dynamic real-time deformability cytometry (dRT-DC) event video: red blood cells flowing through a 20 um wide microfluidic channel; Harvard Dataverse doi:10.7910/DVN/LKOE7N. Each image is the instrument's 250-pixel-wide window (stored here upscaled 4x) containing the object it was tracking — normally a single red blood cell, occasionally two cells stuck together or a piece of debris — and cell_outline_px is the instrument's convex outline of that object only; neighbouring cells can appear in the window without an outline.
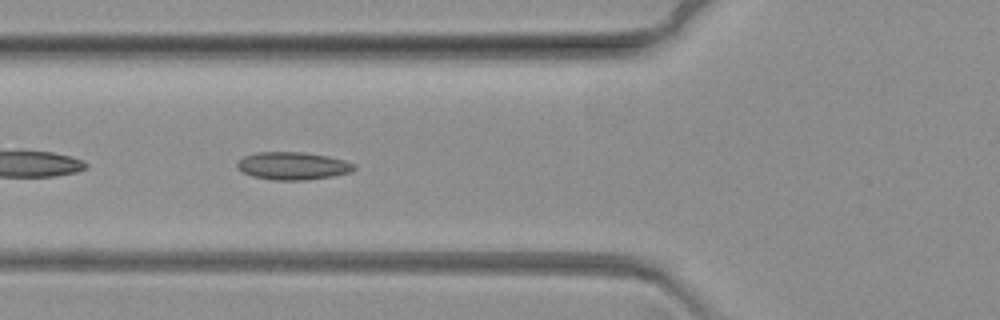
{"species": "common noctule bat (a hibernating species)", "species_latin": "Nyctalus noctula", "temperature_condition": "warm", "stored_images_in_passage": 50, "camera_frame_rate_fps": 3000, "um_per_image_px": 0.085, "animal": {"sex": "female", "body_mass_g": 19.3, "forearm_length_mm": 54.1}, "frame": {"image": 1, "passage_image": 6, "time_ms": 1.667, "image_size_px": [1000, 320], "cell_outline_px": [[356, 168], [352, 172], [332, 176], [304, 180], [272, 180], [252, 176], [236, 168], [236, 160], [244, 156], [256, 152], [300, 152], [328, 156], [344, 160], [356, 164]], "centroid_in_image_um": [24.87, 14.1], "position_along_channel_um": 100.9, "area_um2": 19.02}}
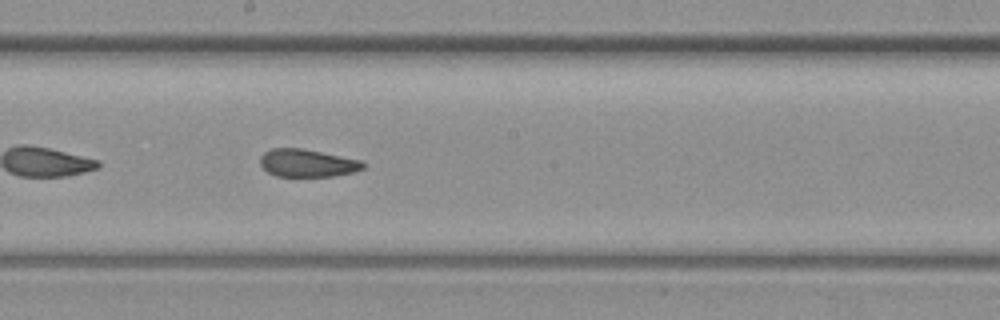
{"frame": {"image": 2, "passage_image": 18, "time_ms": 5.667, "image_size_px": [1000, 320], "cell_outline_px": [[364, 168], [356, 172], [332, 176], [276, 176], [268, 172], [260, 164], [260, 156], [264, 152], [272, 148], [300, 148], [364, 160]], "centroid_in_image_um": [26.15, 13.86], "position_along_channel_um": 222.1, "area_um2": 16.7}}
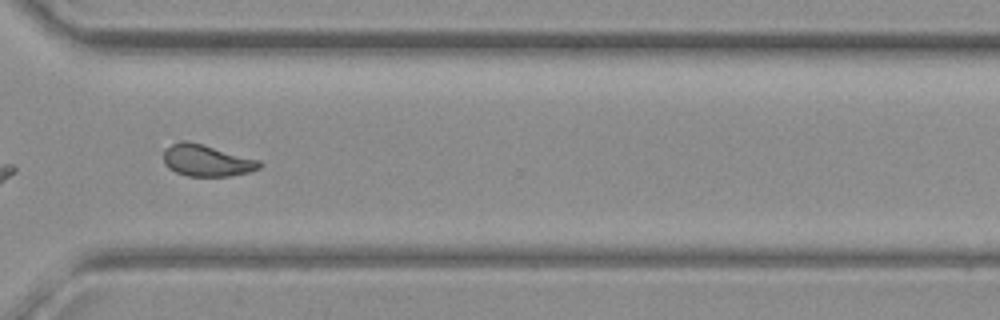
{"frame": {"image": 3, "passage_image": 31, "time_ms": 10.0, "image_size_px": [1000, 320], "cell_outline_px": [[264, 164], [260, 168], [248, 172], [228, 176], [188, 176], [176, 172], [168, 168], [164, 164], [164, 148], [180, 140], [188, 140], [260, 160]], "centroid_in_image_um": [17.56, 13.63], "position_along_channel_um": 353.0, "area_um2": 17.8}}